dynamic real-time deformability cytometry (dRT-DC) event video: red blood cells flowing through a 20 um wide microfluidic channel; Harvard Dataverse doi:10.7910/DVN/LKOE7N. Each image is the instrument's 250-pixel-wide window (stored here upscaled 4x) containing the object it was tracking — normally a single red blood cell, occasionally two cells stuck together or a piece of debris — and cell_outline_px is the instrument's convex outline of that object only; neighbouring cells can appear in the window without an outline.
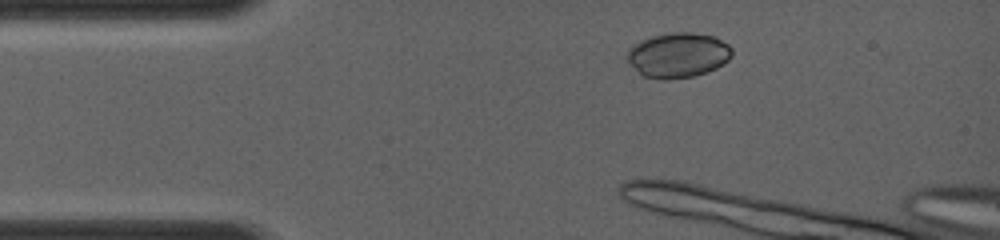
{"species": "common noctule bat (a hibernating species)", "species_latin": "Nyctalus noctula", "temperature_condition": "room temperature", "stored_images_in_passage": 5, "camera_frame_rate_fps": 4000, "um_per_image_px": 0.085, "animal": {"sex": "female", "body_mass_g": 19.0, "forearm_length_mm": 56.7}, "frame": {"image": 1, "passage_image": 1, "time_ms": 0.0, "image_size_px": [1000, 240], "cell_outline_px": [[732, 56], [724, 64], [708, 72], [692, 76], [664, 80], [644, 76], [624, 56], [628, 48], [632, 44], [640, 40], [652, 36], [672, 32], [692, 32], [716, 36], [728, 44], [732, 48]], "centroid_in_image_um": [57.65, 4.66], "position_along_channel_um": 27.4, "area_um2": 27.69}}